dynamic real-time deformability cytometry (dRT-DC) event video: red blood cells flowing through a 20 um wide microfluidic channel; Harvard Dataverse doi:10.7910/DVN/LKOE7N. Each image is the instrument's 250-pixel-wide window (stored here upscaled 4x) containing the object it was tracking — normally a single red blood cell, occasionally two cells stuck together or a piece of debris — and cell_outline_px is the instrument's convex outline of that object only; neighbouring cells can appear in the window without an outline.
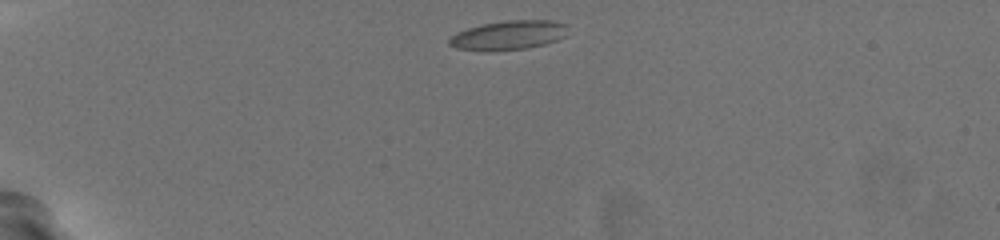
{"species": "common noctule bat (a hibernating species)", "species_latin": "Nyctalus noctula", "temperature_condition": "warm", "stored_images_in_passage": 37, "camera_frame_rate_fps": 3000, "um_per_image_px": 0.085, "animal": {"sex": "female", "body_mass_g": 19.5, "forearm_length_mm": 54.1}, "frame": {"image": 1, "passage_image": 1, "time_ms": 0.0, "image_size_px": [1000, 240], "cell_outline_px": [[568, 24], [564, 36], [556, 40], [544, 44], [528, 48], [496, 52], [488, 52], [456, 48], [448, 44], [448, 40], [456, 32], [468, 28], [484, 24], [508, 20], [552, 20]], "centroid_in_image_um": [43.21, 3.01], "position_along_channel_um": 41.8, "area_um2": 20.4}}
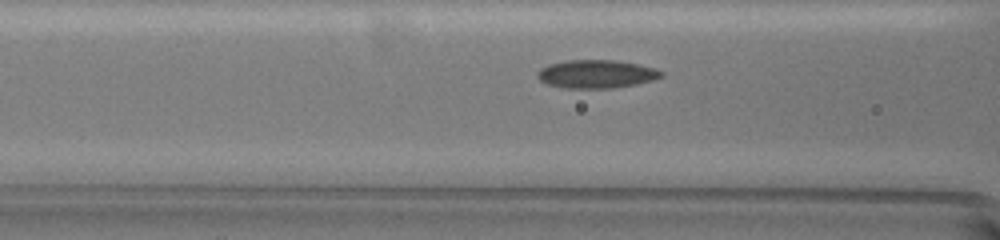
{"frame": {"image": 2, "passage_image": 12, "time_ms": 3.667, "image_size_px": [1000, 240], "cell_outline_px": [[664, 76], [652, 80], [636, 84], [612, 88], [564, 88], [544, 84], [536, 76], [536, 72], [540, 68], [548, 64], [568, 60], [616, 60], [636, 64], [652, 68], [664, 72]], "centroid_in_image_um": [50.63, 6.29], "position_along_channel_um": 116.0, "area_um2": 20.46}}
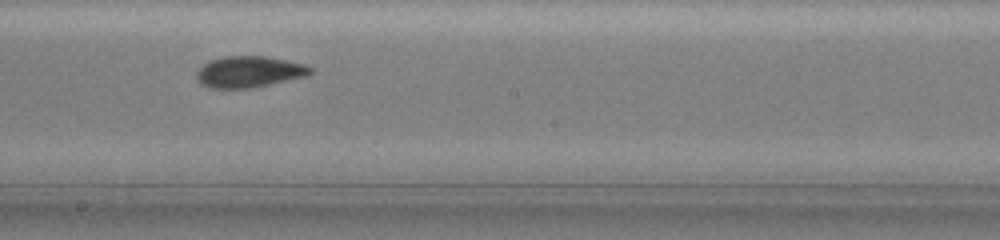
{"frame": {"image": 3, "passage_image": 21, "time_ms": 6.667, "image_size_px": [1000, 240], "cell_outline_px": [[312, 72], [304, 76], [268, 84], [248, 88], [212, 88], [200, 84], [196, 76], [196, 72], [204, 64], [212, 60], [224, 56], [264, 56], [304, 64], [312, 68]], "centroid_in_image_um": [21.13, 6.1], "position_along_channel_um": 227.1, "area_um2": 20.29}, "authors_computed_cell_mechanics": {"area_um2": 20.2878, "velocity_mm_per_s": 3.7061, "shape_relaxation_time_tau1_ms": null, "shape_relaxation_time_tau2_ms": 2.0016, "deformation_change_tau1": null, "deformation_change_tau2": 0.0733}}